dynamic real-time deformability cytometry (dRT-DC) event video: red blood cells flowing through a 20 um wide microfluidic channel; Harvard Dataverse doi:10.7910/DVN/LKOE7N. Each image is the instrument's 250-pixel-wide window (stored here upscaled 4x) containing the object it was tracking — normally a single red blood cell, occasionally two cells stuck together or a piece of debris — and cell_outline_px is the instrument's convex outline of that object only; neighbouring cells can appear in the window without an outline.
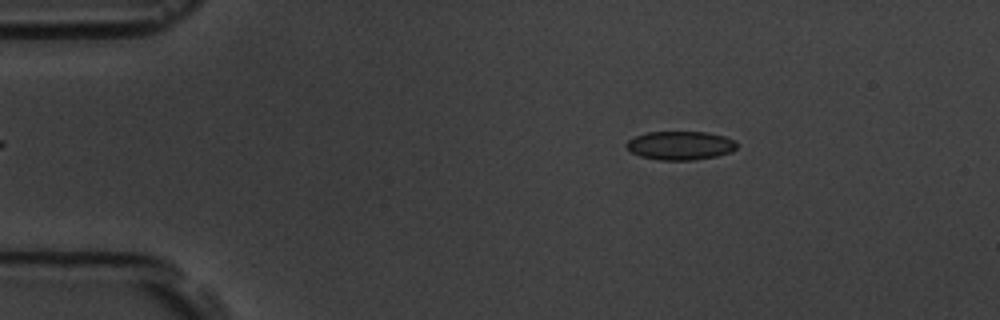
{"species": "common noctule bat (a hibernating species)", "species_latin": "Nyctalus noctula", "temperature_condition": "room temperature", "stored_images_in_passage": 4, "camera_frame_rate_fps": 3000, "um_per_image_px": 0.085, "animal": {"sex": "male", "body_mass_g": 19.5, "forearm_length_mm": 54.6}, "frame": {"image": 1, "passage_image": 2, "time_ms": 1.0, "image_size_px": [1000, 320], "cell_outline_px": [[736, 148], [732, 152], [716, 156], [696, 160], [660, 160], [640, 156], [632, 152], [624, 144], [628, 140], [636, 136], [648, 132], [708, 132], [724, 136], [736, 140]], "centroid_in_image_um": [57.85, 12.37], "position_along_channel_um": 27.2, "area_um2": 18.5}}